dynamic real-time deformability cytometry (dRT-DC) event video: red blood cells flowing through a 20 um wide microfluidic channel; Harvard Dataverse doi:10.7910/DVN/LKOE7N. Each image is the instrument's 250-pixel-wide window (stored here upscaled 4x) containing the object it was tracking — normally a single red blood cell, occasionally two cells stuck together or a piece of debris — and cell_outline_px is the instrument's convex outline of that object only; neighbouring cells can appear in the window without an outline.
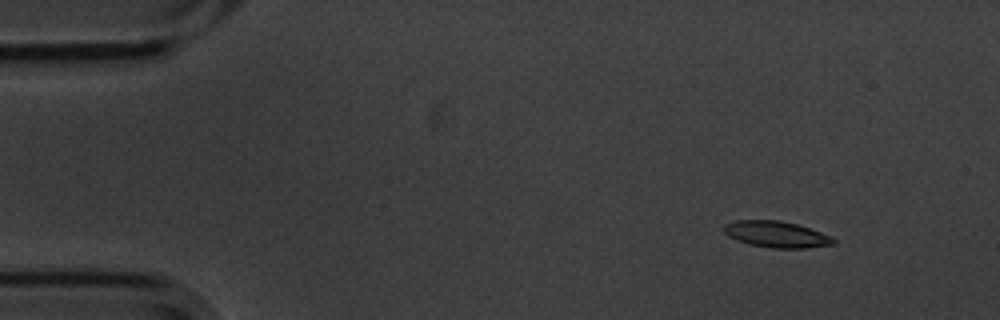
{"species": "common noctule bat (a hibernating species)", "species_latin": "Nyctalus noctula", "temperature_condition": "cold", "stored_images_in_passage": 3, "camera_frame_rate_fps": 3000, "um_per_image_px": 0.085, "animal": {"sex": "male", "body_mass_g": 20.1, "forearm_length_mm": 53.5}, "frame": {"image": 1, "passage_image": 1, "time_ms": 0.0, "image_size_px": [1000, 320], "cell_outline_px": [[836, 244], [808, 248], [772, 248], [748, 244], [736, 240], [728, 236], [724, 232], [724, 224], [736, 220], [780, 220], [796, 224], [832, 236], [836, 240]], "centroid_in_image_um": [66.0, 19.92], "position_along_channel_um": 19.0, "area_um2": 16.88}}
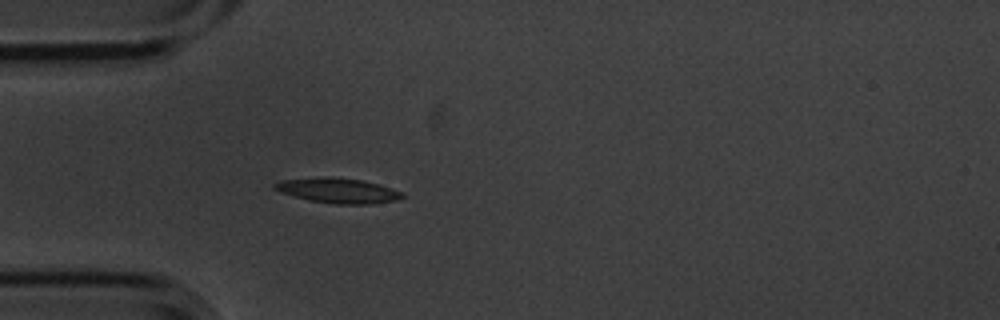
{"frame": {"image": 2, "passage_image": 3, "time_ms": 0.667, "image_size_px": [1000, 320], "cell_outline_px": [[404, 196], [396, 200], [368, 204], [336, 204], [312, 200], [280, 192], [272, 188], [272, 184], [280, 180], [324, 176], [332, 176], [360, 180], [380, 184], [404, 192]], "centroid_in_image_um": [28.72, 16.18], "position_along_channel_um": 56.3, "area_um2": 18.61}}